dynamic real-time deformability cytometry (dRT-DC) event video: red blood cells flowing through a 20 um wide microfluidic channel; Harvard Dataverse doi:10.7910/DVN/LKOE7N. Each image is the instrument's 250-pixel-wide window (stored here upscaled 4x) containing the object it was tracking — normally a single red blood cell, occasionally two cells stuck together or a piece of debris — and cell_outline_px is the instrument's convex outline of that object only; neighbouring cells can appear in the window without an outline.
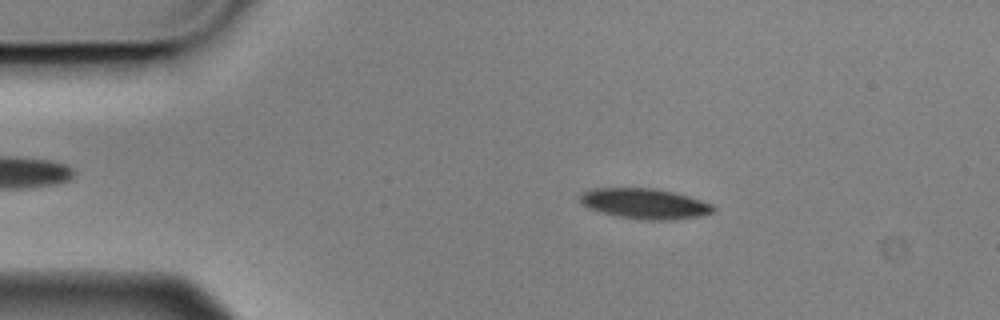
{"species": "Egyptian fruit bat (a non-hibernating species)", "species_latin": "Rousettus aegyptiacus", "temperature_condition": "cold", "stored_images_in_passage": 13, "camera_frame_rate_fps": 3000, "um_per_image_px": 0.085, "animal": {"sex": "male"}, "frame": {"image": 1, "passage_image": 1, "time_ms": 0.0, "image_size_px": [1000, 320], "cell_outline_px": [[716, 208], [712, 212], [700, 216], [672, 220], [644, 220], [616, 216], [600, 212], [588, 208], [580, 200], [580, 196], [584, 192], [592, 188], [652, 188], [672, 192], [688, 196], [712, 204]], "centroid_in_image_um": [54.8, 17.32], "position_along_channel_um": 30.2, "area_um2": 23.47}}
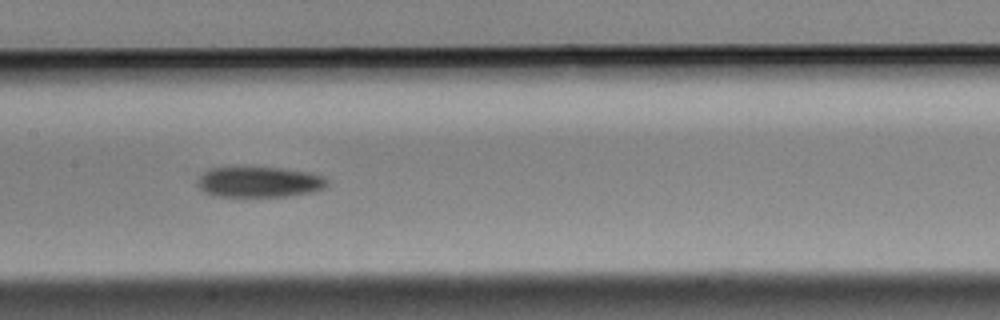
{"frame": {"image": 2, "passage_image": 6, "time_ms": 1.667, "image_size_px": [1000, 320], "cell_outline_px": [[328, 184], [324, 188], [312, 192], [284, 196], [216, 196], [204, 192], [196, 184], [196, 180], [208, 168], [280, 168], [308, 172], [324, 176], [328, 180]], "centroid_in_image_um": [22.03, 15.47], "position_along_channel_um": 185.4, "area_um2": 22.95}}
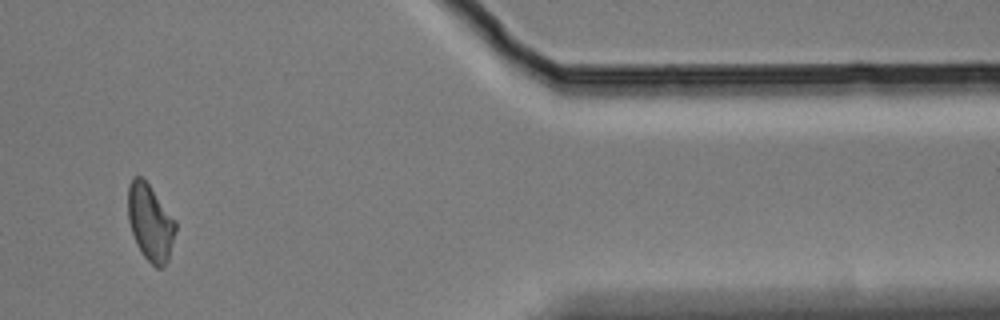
{"frame": {"image": 3, "passage_image": 11, "time_ms": 3.333, "image_size_px": [1000, 320], "cell_outline_px": [[176, 232], [168, 260], [160, 268], [156, 268], [144, 256], [136, 244], [128, 220], [128, 184], [132, 176], [140, 176], [148, 184], [176, 220]], "centroid_in_image_um": [12.77, 18.9], "position_along_channel_um": 398.6, "area_um2": 21.15}}